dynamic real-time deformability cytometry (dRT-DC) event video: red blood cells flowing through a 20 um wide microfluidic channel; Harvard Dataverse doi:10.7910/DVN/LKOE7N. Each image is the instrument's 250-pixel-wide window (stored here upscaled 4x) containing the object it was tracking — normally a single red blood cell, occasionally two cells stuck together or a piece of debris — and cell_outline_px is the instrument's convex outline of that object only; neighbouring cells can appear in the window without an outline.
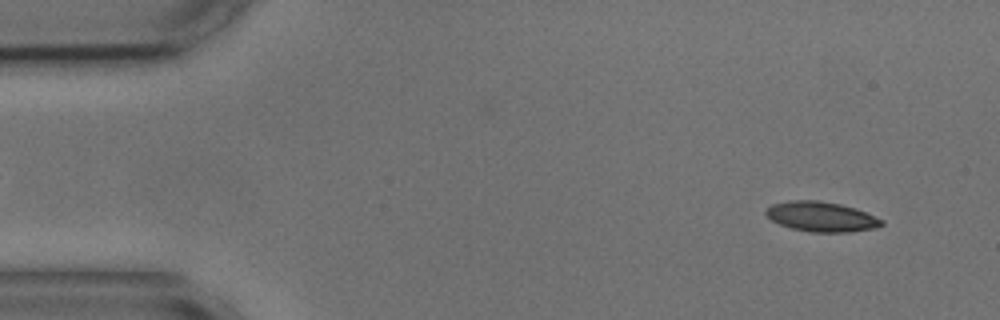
{"species": "common noctule bat (a hibernating species)", "species_latin": "Nyctalus noctula", "temperature_condition": "cold", "stored_images_in_passage": 53, "camera_frame_rate_fps": 3000, "um_per_image_px": 0.085, "animal": {"sex": "male", "body_mass_g": 17.9, "forearm_length_mm": 54.2}, "frame": {"image": 1, "passage_image": 3, "time_ms": 0.667, "image_size_px": [1000, 320], "cell_outline_px": [[884, 224], [876, 228], [848, 232], [812, 232], [792, 228], [780, 224], [772, 220], [764, 212], [772, 204], [788, 200], [816, 200], [840, 204], [856, 208], [884, 220]], "centroid_in_image_um": [69.84, 18.41], "position_along_channel_um": 15.2, "area_um2": 20.11}}
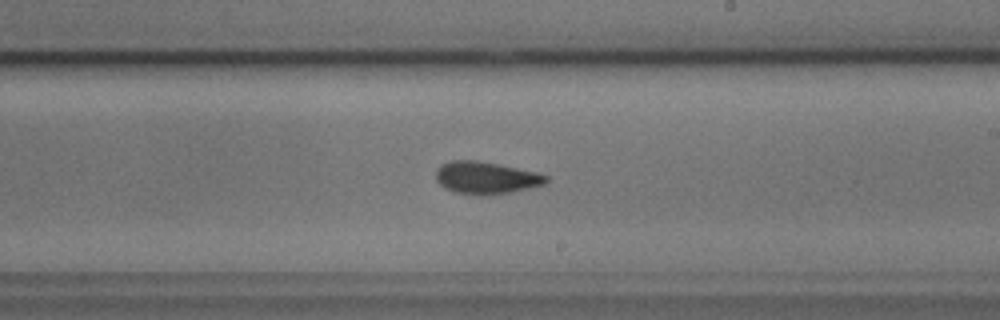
{"frame": {"image": 2, "passage_image": 30, "time_ms": 9.667, "image_size_px": [1000, 320], "cell_outline_px": [[548, 180], [544, 184], [528, 188], [508, 192], [480, 196], [456, 192], [444, 188], [436, 180], [436, 168], [440, 164], [452, 160], [476, 160], [500, 164], [540, 172], [548, 176]], "centroid_in_image_um": [41.3, 15.09], "position_along_channel_um": 247.7, "area_um2": 20.92}}
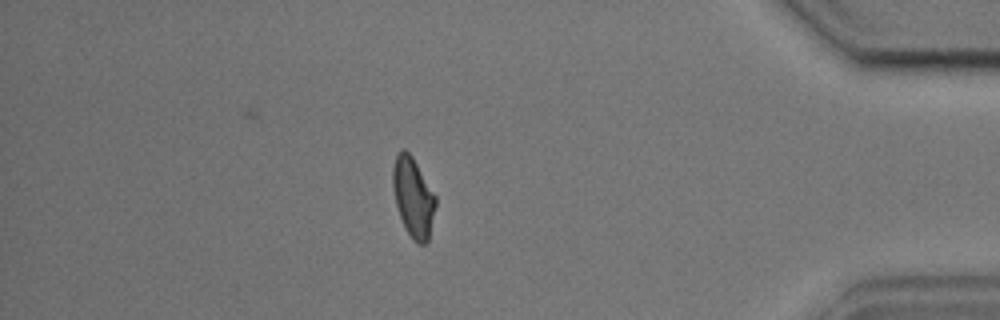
{"frame": {"image": 3, "passage_image": 46, "time_ms": 15.0, "image_size_px": [1000, 320], "cell_outline_px": [[436, 204], [428, 240], [424, 244], [416, 244], [412, 240], [400, 216], [396, 204], [392, 184], [392, 168], [396, 156], [400, 148], [404, 148], [412, 156], [436, 196]], "centroid_in_image_um": [35.11, 16.75], "position_along_channel_um": 400.1, "area_um2": 19.71}, "authors_computed_cell_mechanics": {"area_um2": 20.1722, "velocity_mm_per_s": 3.6245, "shape_relaxation_time_tau1_ms": 3.8619, "shape_relaxation_time_tau2_ms": 1.9054, "deformation_change_tau1": 0.1135, "deformation_change_tau2": 0.087}}